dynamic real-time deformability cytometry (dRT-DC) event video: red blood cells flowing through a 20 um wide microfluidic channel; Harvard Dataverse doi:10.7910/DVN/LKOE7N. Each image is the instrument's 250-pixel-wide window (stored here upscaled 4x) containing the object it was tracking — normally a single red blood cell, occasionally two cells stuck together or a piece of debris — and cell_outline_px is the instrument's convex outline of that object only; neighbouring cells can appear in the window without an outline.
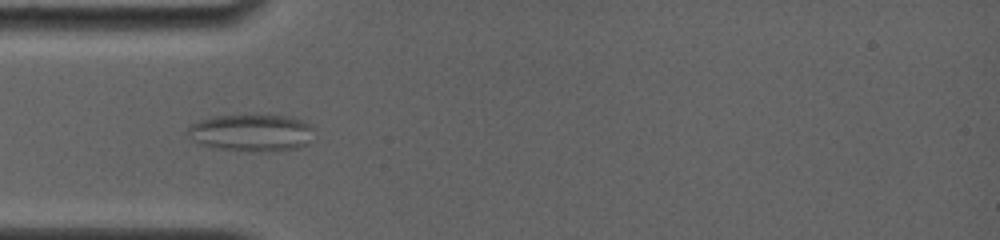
{"species": "common noctule bat (a hibernating species)", "species_latin": "Nyctalus noctula", "temperature_condition": "room temperature", "stored_images_in_passage": 47, "camera_frame_rate_fps": 4000, "um_per_image_px": 0.085, "animal": {"sex": "female", "body_mass_g": 19.0, "forearm_length_mm": 56.7}, "frame": {"image": 1, "passage_image": 1, "time_ms": 0.0, "image_size_px": [1000, 240], "cell_outline_px": [[312, 128], [308, 144], [300, 148], [260, 152], [248, 152], [216, 148], [196, 144], [184, 132], [192, 124], [200, 120], [212, 116], [268, 112], [288, 116], [304, 120]], "centroid_in_image_um": [21.33, 11.25], "position_along_channel_um": 63.7, "area_um2": 28.55}}
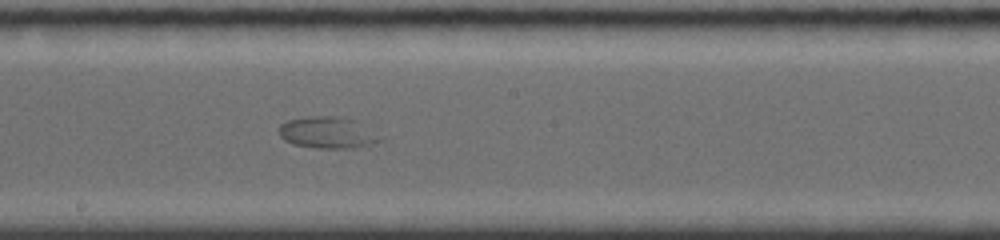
{"frame": {"image": 2, "passage_image": 25, "time_ms": 4.25, "image_size_px": [1000, 240], "cell_outline_px": [[384, 136], [380, 140], [368, 144], [352, 148], [316, 148], [292, 144], [284, 140], [280, 136], [280, 124], [288, 120], [308, 116], [340, 116], [356, 120]], "centroid_in_image_um": [27.86, 11.26], "position_along_channel_um": 220.3, "area_um2": 18.73}}
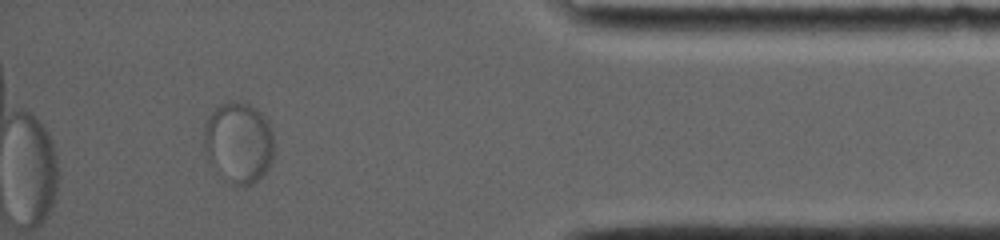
{"frame": {"image": 3, "passage_image": 43, "time_ms": 10.25, "image_size_px": [1000, 240], "cell_outline_px": [[272, 160], [268, 168], [252, 184], [232, 184], [204, 152], [204, 128], [208, 116], [220, 104], [232, 100], [236, 100], [248, 104], [260, 112], [268, 120], [272, 132]], "centroid_in_image_um": [20.29, 12.04], "position_along_channel_um": 414.9, "area_um2": 32.31}}